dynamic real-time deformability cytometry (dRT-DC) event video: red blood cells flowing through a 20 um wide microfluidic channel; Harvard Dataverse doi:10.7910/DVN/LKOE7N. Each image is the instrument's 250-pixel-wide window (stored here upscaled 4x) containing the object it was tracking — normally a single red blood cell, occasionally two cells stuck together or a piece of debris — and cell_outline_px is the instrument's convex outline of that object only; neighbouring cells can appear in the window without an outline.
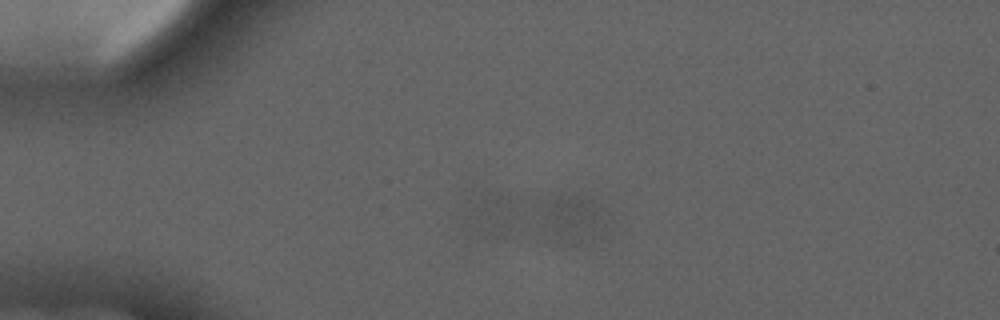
{"species": "common noctule bat (a hibernating species)", "species_latin": "Nyctalus noctula", "temperature_condition": "cold", "stored_images_in_passage": 5, "camera_frame_rate_fps": 3000, "um_per_image_px": 0.085, "animal": {"sex": "male", "forearm_length_mm": 52.5}, "frame": {"image": 1, "passage_image": 4, "time_ms": 3.333, "image_size_px": [1000, 320], "cell_outline_px": [[612, 216], [600, 236], [592, 240], [576, 244], [572, 244], [556, 240], [552, 236], [544, 212], [544, 200], [552, 196], [576, 192], [592, 196]], "centroid_in_image_um": [48.91, 18.5], "position_along_channel_um": 36.1, "area_um2": 18.9}}